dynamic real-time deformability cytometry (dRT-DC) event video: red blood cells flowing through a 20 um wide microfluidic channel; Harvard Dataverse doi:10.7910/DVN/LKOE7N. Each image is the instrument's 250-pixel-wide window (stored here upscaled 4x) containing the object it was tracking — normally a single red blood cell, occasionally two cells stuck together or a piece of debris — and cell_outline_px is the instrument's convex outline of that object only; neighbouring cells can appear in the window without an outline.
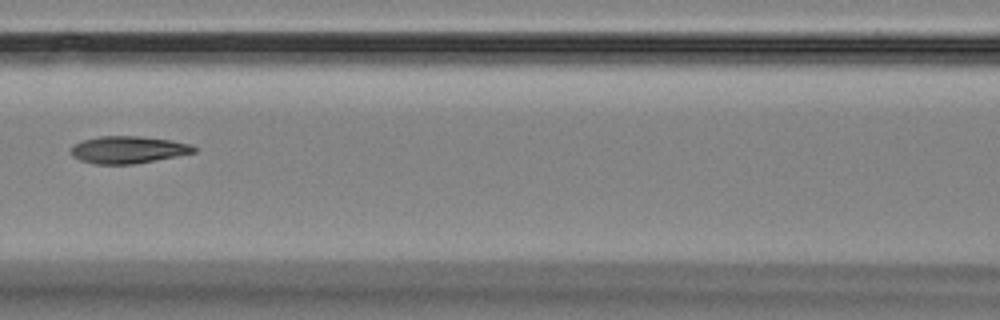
{"species": "Egyptian fruit bat (a non-hibernating species)", "species_latin": "Rousettus aegyptiacus", "temperature_condition": "room temperature", "stored_images_in_passage": 14, "camera_frame_rate_fps": 3000, "um_per_image_px": 0.085, "animal": {"sex": "female"}, "frame": {"image": 1, "passage_image": 5, "time_ms": 4.667, "image_size_px": [1000, 320], "cell_outline_px": [[196, 152], [156, 160], [132, 164], [92, 164], [80, 160], [72, 156], [72, 144], [84, 140], [100, 136], [140, 136], [172, 140], [192, 144], [196, 148]], "centroid_in_image_um": [10.9, 12.72], "position_along_channel_um": 155.7, "area_um2": 19.54}}
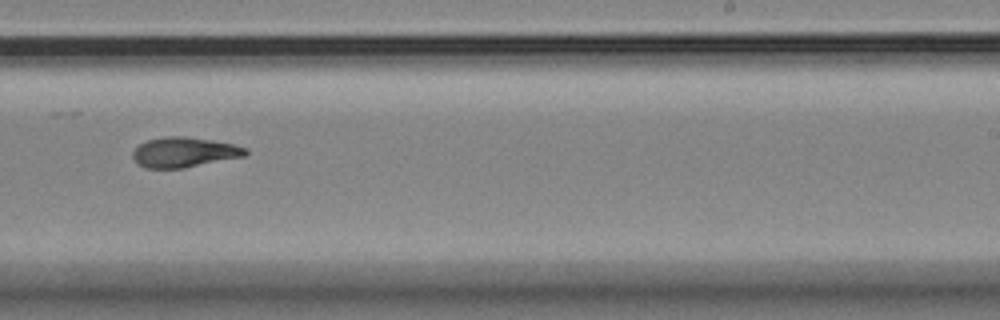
{"frame": {"image": 2, "passage_image": 8, "time_ms": 8.0, "image_size_px": [1000, 320], "cell_outline_px": [[248, 156], [184, 168], [148, 168], [140, 164], [132, 156], [132, 152], [140, 144], [148, 140], [164, 136], [184, 136], [212, 140], [232, 144], [248, 148]], "centroid_in_image_um": [15.72, 12.94], "position_along_channel_um": 273.3, "area_um2": 19.77}}
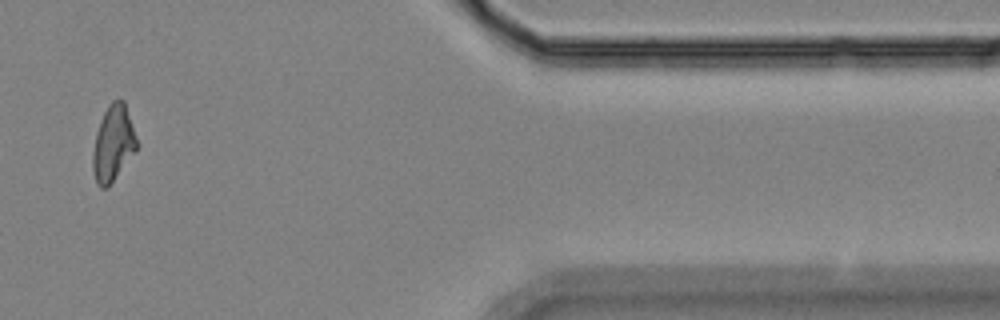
{"frame": {"image": 3, "passage_image": 12, "time_ms": 12.667, "image_size_px": [1000, 320], "cell_outline_px": [[140, 144], [136, 152], [108, 188], [100, 188], [96, 184], [92, 168], [92, 152], [96, 132], [100, 120], [108, 104], [112, 100], [120, 96], [124, 100]], "centroid_in_image_um": [9.64, 12.18], "position_along_channel_um": 401.8, "area_um2": 20.23}, "authors_computed_cell_mechanics": {"area_um2": 19.6809, "velocity_mm_per_s": 3.5524, "shape_relaxation_time_tau1_ms": 3.0798, "shape_relaxation_time_tau2_ms": 3.8469, "deformation_change_tau1": 0.1209, "deformation_change_tau2": 0.0814}}